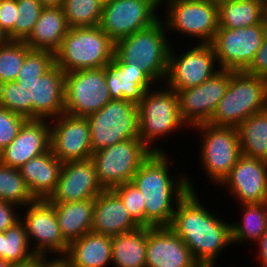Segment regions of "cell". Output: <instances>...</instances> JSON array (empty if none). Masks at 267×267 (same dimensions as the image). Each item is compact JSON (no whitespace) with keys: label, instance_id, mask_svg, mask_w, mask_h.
Returning a JSON list of instances; mask_svg holds the SVG:
<instances>
[{"label":"cell","instance_id":"cell-1","mask_svg":"<svg viewBox=\"0 0 267 267\" xmlns=\"http://www.w3.org/2000/svg\"><path fill=\"white\" fill-rule=\"evenodd\" d=\"M198 197L197 191H189L177 203L169 227L183 240L201 267H217L221 252L233 246L231 223L213 214Z\"/></svg>","mask_w":267,"mask_h":267},{"label":"cell","instance_id":"cell-2","mask_svg":"<svg viewBox=\"0 0 267 267\" xmlns=\"http://www.w3.org/2000/svg\"><path fill=\"white\" fill-rule=\"evenodd\" d=\"M170 154L168 150L152 152L132 178L145 200V227L170 226L177 203L189 191L196 190L193 178L185 172L173 175L171 164L176 161Z\"/></svg>","mask_w":267,"mask_h":267},{"label":"cell","instance_id":"cell-3","mask_svg":"<svg viewBox=\"0 0 267 267\" xmlns=\"http://www.w3.org/2000/svg\"><path fill=\"white\" fill-rule=\"evenodd\" d=\"M65 72L54 64L39 78L0 84V106L26 119L52 120L65 112Z\"/></svg>","mask_w":267,"mask_h":267},{"label":"cell","instance_id":"cell-4","mask_svg":"<svg viewBox=\"0 0 267 267\" xmlns=\"http://www.w3.org/2000/svg\"><path fill=\"white\" fill-rule=\"evenodd\" d=\"M169 35L161 18L154 25L116 41L114 54L123 63L142 69L156 85H162L172 46Z\"/></svg>","mask_w":267,"mask_h":267},{"label":"cell","instance_id":"cell-5","mask_svg":"<svg viewBox=\"0 0 267 267\" xmlns=\"http://www.w3.org/2000/svg\"><path fill=\"white\" fill-rule=\"evenodd\" d=\"M137 106L139 138L152 152H166L157 141L188 128L179 113L176 91L167 86H154Z\"/></svg>","mask_w":267,"mask_h":267},{"label":"cell","instance_id":"cell-6","mask_svg":"<svg viewBox=\"0 0 267 267\" xmlns=\"http://www.w3.org/2000/svg\"><path fill=\"white\" fill-rule=\"evenodd\" d=\"M266 108L267 78L231 71L226 93L208 123L237 128L248 117Z\"/></svg>","mask_w":267,"mask_h":267},{"label":"cell","instance_id":"cell-7","mask_svg":"<svg viewBox=\"0 0 267 267\" xmlns=\"http://www.w3.org/2000/svg\"><path fill=\"white\" fill-rule=\"evenodd\" d=\"M115 42L99 27L70 28L55 53L65 73L104 68L113 60Z\"/></svg>","mask_w":267,"mask_h":267},{"label":"cell","instance_id":"cell-8","mask_svg":"<svg viewBox=\"0 0 267 267\" xmlns=\"http://www.w3.org/2000/svg\"><path fill=\"white\" fill-rule=\"evenodd\" d=\"M199 132L200 169L209 178L208 184L220 185L229 175L241 154L238 129L234 127L214 126L209 123L191 128ZM202 136V137H201Z\"/></svg>","mask_w":267,"mask_h":267},{"label":"cell","instance_id":"cell-9","mask_svg":"<svg viewBox=\"0 0 267 267\" xmlns=\"http://www.w3.org/2000/svg\"><path fill=\"white\" fill-rule=\"evenodd\" d=\"M161 7V18L170 34L187 35L191 41L195 38V44L212 42L218 30L217 5L209 0H162Z\"/></svg>","mask_w":267,"mask_h":267},{"label":"cell","instance_id":"cell-10","mask_svg":"<svg viewBox=\"0 0 267 267\" xmlns=\"http://www.w3.org/2000/svg\"><path fill=\"white\" fill-rule=\"evenodd\" d=\"M151 153L140 138H134L93 152L90 159L102 187L111 190L132 181L134 174Z\"/></svg>","mask_w":267,"mask_h":267},{"label":"cell","instance_id":"cell-11","mask_svg":"<svg viewBox=\"0 0 267 267\" xmlns=\"http://www.w3.org/2000/svg\"><path fill=\"white\" fill-rule=\"evenodd\" d=\"M87 119L93 152L139 138L138 106L130 101L111 99Z\"/></svg>","mask_w":267,"mask_h":267},{"label":"cell","instance_id":"cell-12","mask_svg":"<svg viewBox=\"0 0 267 267\" xmlns=\"http://www.w3.org/2000/svg\"><path fill=\"white\" fill-rule=\"evenodd\" d=\"M21 210L25 211H20L21 221L25 224L28 242L35 255L61 259L66 254L69 243L61 233L54 205L47 199H36Z\"/></svg>","mask_w":267,"mask_h":267},{"label":"cell","instance_id":"cell-13","mask_svg":"<svg viewBox=\"0 0 267 267\" xmlns=\"http://www.w3.org/2000/svg\"><path fill=\"white\" fill-rule=\"evenodd\" d=\"M159 0H111L104 3L99 27L114 41L144 30L161 19Z\"/></svg>","mask_w":267,"mask_h":267},{"label":"cell","instance_id":"cell-14","mask_svg":"<svg viewBox=\"0 0 267 267\" xmlns=\"http://www.w3.org/2000/svg\"><path fill=\"white\" fill-rule=\"evenodd\" d=\"M187 47L189 48H185V51L181 50V54L180 50H174L173 46L169 51L168 69L163 85L174 91L196 87L220 70L211 44L194 43L193 47Z\"/></svg>","mask_w":267,"mask_h":267},{"label":"cell","instance_id":"cell-15","mask_svg":"<svg viewBox=\"0 0 267 267\" xmlns=\"http://www.w3.org/2000/svg\"><path fill=\"white\" fill-rule=\"evenodd\" d=\"M266 29L265 20L254 26L237 29L218 27L210 44L220 69L245 71L262 46Z\"/></svg>","mask_w":267,"mask_h":267},{"label":"cell","instance_id":"cell-16","mask_svg":"<svg viewBox=\"0 0 267 267\" xmlns=\"http://www.w3.org/2000/svg\"><path fill=\"white\" fill-rule=\"evenodd\" d=\"M110 100L109 87L105 81V67L65 73V113L88 117Z\"/></svg>","mask_w":267,"mask_h":267},{"label":"cell","instance_id":"cell-17","mask_svg":"<svg viewBox=\"0 0 267 267\" xmlns=\"http://www.w3.org/2000/svg\"><path fill=\"white\" fill-rule=\"evenodd\" d=\"M230 78L231 70L220 69L204 83L176 91L179 113L187 130L210 121L226 93Z\"/></svg>","mask_w":267,"mask_h":267},{"label":"cell","instance_id":"cell-18","mask_svg":"<svg viewBox=\"0 0 267 267\" xmlns=\"http://www.w3.org/2000/svg\"><path fill=\"white\" fill-rule=\"evenodd\" d=\"M50 149L62 163L88 160L93 154L87 117L63 113L52 119Z\"/></svg>","mask_w":267,"mask_h":267},{"label":"cell","instance_id":"cell-19","mask_svg":"<svg viewBox=\"0 0 267 267\" xmlns=\"http://www.w3.org/2000/svg\"><path fill=\"white\" fill-rule=\"evenodd\" d=\"M104 190L91 159L64 162L56 188L47 200L51 204L84 201Z\"/></svg>","mask_w":267,"mask_h":267},{"label":"cell","instance_id":"cell-20","mask_svg":"<svg viewBox=\"0 0 267 267\" xmlns=\"http://www.w3.org/2000/svg\"><path fill=\"white\" fill-rule=\"evenodd\" d=\"M221 185L239 204L266 202L267 162L241 155Z\"/></svg>","mask_w":267,"mask_h":267},{"label":"cell","instance_id":"cell-21","mask_svg":"<svg viewBox=\"0 0 267 267\" xmlns=\"http://www.w3.org/2000/svg\"><path fill=\"white\" fill-rule=\"evenodd\" d=\"M51 120L27 119L15 139L0 152V162L19 169L31 158L50 150Z\"/></svg>","mask_w":267,"mask_h":267},{"label":"cell","instance_id":"cell-22","mask_svg":"<svg viewBox=\"0 0 267 267\" xmlns=\"http://www.w3.org/2000/svg\"><path fill=\"white\" fill-rule=\"evenodd\" d=\"M146 267H201L190 249L169 227H148Z\"/></svg>","mask_w":267,"mask_h":267},{"label":"cell","instance_id":"cell-23","mask_svg":"<svg viewBox=\"0 0 267 267\" xmlns=\"http://www.w3.org/2000/svg\"><path fill=\"white\" fill-rule=\"evenodd\" d=\"M105 81L111 99L126 100L136 105L148 90L156 86L142 69L123 63L115 54L113 60L105 66Z\"/></svg>","mask_w":267,"mask_h":267},{"label":"cell","instance_id":"cell-24","mask_svg":"<svg viewBox=\"0 0 267 267\" xmlns=\"http://www.w3.org/2000/svg\"><path fill=\"white\" fill-rule=\"evenodd\" d=\"M139 227L112 189L102 191L95 198L92 232L113 237Z\"/></svg>","mask_w":267,"mask_h":267},{"label":"cell","instance_id":"cell-25","mask_svg":"<svg viewBox=\"0 0 267 267\" xmlns=\"http://www.w3.org/2000/svg\"><path fill=\"white\" fill-rule=\"evenodd\" d=\"M61 260L68 267L111 266L112 237L90 231L72 241Z\"/></svg>","mask_w":267,"mask_h":267},{"label":"cell","instance_id":"cell-26","mask_svg":"<svg viewBox=\"0 0 267 267\" xmlns=\"http://www.w3.org/2000/svg\"><path fill=\"white\" fill-rule=\"evenodd\" d=\"M62 165L50 149L31 158L19 171L35 199H48L56 188Z\"/></svg>","mask_w":267,"mask_h":267},{"label":"cell","instance_id":"cell-27","mask_svg":"<svg viewBox=\"0 0 267 267\" xmlns=\"http://www.w3.org/2000/svg\"><path fill=\"white\" fill-rule=\"evenodd\" d=\"M62 7H44L30 35L24 40L30 49L56 53L69 31Z\"/></svg>","mask_w":267,"mask_h":267},{"label":"cell","instance_id":"cell-28","mask_svg":"<svg viewBox=\"0 0 267 267\" xmlns=\"http://www.w3.org/2000/svg\"><path fill=\"white\" fill-rule=\"evenodd\" d=\"M95 198L53 204L64 239L70 244L92 230Z\"/></svg>","mask_w":267,"mask_h":267},{"label":"cell","instance_id":"cell-29","mask_svg":"<svg viewBox=\"0 0 267 267\" xmlns=\"http://www.w3.org/2000/svg\"><path fill=\"white\" fill-rule=\"evenodd\" d=\"M147 228L112 237L113 267H146Z\"/></svg>","mask_w":267,"mask_h":267},{"label":"cell","instance_id":"cell-30","mask_svg":"<svg viewBox=\"0 0 267 267\" xmlns=\"http://www.w3.org/2000/svg\"><path fill=\"white\" fill-rule=\"evenodd\" d=\"M240 222H231V241L234 246L254 244L267 230V201L251 204H239ZM252 242V244H251Z\"/></svg>","mask_w":267,"mask_h":267},{"label":"cell","instance_id":"cell-31","mask_svg":"<svg viewBox=\"0 0 267 267\" xmlns=\"http://www.w3.org/2000/svg\"><path fill=\"white\" fill-rule=\"evenodd\" d=\"M265 20L264 0H234L218 6V27L237 29Z\"/></svg>","mask_w":267,"mask_h":267},{"label":"cell","instance_id":"cell-32","mask_svg":"<svg viewBox=\"0 0 267 267\" xmlns=\"http://www.w3.org/2000/svg\"><path fill=\"white\" fill-rule=\"evenodd\" d=\"M237 129L241 154L267 162V108L248 117Z\"/></svg>","mask_w":267,"mask_h":267},{"label":"cell","instance_id":"cell-33","mask_svg":"<svg viewBox=\"0 0 267 267\" xmlns=\"http://www.w3.org/2000/svg\"><path fill=\"white\" fill-rule=\"evenodd\" d=\"M36 257L29 245L25 224L21 220L5 232H0V259L16 266L26 264Z\"/></svg>","mask_w":267,"mask_h":267},{"label":"cell","instance_id":"cell-34","mask_svg":"<svg viewBox=\"0 0 267 267\" xmlns=\"http://www.w3.org/2000/svg\"><path fill=\"white\" fill-rule=\"evenodd\" d=\"M0 200L13 203L24 208L36 200L19 169L6 166L0 162Z\"/></svg>","mask_w":267,"mask_h":267},{"label":"cell","instance_id":"cell-35","mask_svg":"<svg viewBox=\"0 0 267 267\" xmlns=\"http://www.w3.org/2000/svg\"><path fill=\"white\" fill-rule=\"evenodd\" d=\"M103 3L100 0H64L63 10L69 28L99 26Z\"/></svg>","mask_w":267,"mask_h":267},{"label":"cell","instance_id":"cell-36","mask_svg":"<svg viewBox=\"0 0 267 267\" xmlns=\"http://www.w3.org/2000/svg\"><path fill=\"white\" fill-rule=\"evenodd\" d=\"M30 50L24 41L9 40L0 46V84L17 80V74Z\"/></svg>","mask_w":267,"mask_h":267},{"label":"cell","instance_id":"cell-37","mask_svg":"<svg viewBox=\"0 0 267 267\" xmlns=\"http://www.w3.org/2000/svg\"><path fill=\"white\" fill-rule=\"evenodd\" d=\"M43 8L40 0H17L19 17L7 34L8 39L24 41L32 32Z\"/></svg>","mask_w":267,"mask_h":267},{"label":"cell","instance_id":"cell-38","mask_svg":"<svg viewBox=\"0 0 267 267\" xmlns=\"http://www.w3.org/2000/svg\"><path fill=\"white\" fill-rule=\"evenodd\" d=\"M55 64V54L50 51L31 49L23 61L17 79L39 78Z\"/></svg>","mask_w":267,"mask_h":267},{"label":"cell","instance_id":"cell-39","mask_svg":"<svg viewBox=\"0 0 267 267\" xmlns=\"http://www.w3.org/2000/svg\"><path fill=\"white\" fill-rule=\"evenodd\" d=\"M112 190L121 198L132 219L140 227H145V200L134 183L125 182Z\"/></svg>","mask_w":267,"mask_h":267},{"label":"cell","instance_id":"cell-40","mask_svg":"<svg viewBox=\"0 0 267 267\" xmlns=\"http://www.w3.org/2000/svg\"><path fill=\"white\" fill-rule=\"evenodd\" d=\"M27 119L0 106V152L18 135Z\"/></svg>","mask_w":267,"mask_h":267},{"label":"cell","instance_id":"cell-41","mask_svg":"<svg viewBox=\"0 0 267 267\" xmlns=\"http://www.w3.org/2000/svg\"><path fill=\"white\" fill-rule=\"evenodd\" d=\"M18 17L17 0H0V28L6 35L14 28Z\"/></svg>","mask_w":267,"mask_h":267},{"label":"cell","instance_id":"cell-42","mask_svg":"<svg viewBox=\"0 0 267 267\" xmlns=\"http://www.w3.org/2000/svg\"><path fill=\"white\" fill-rule=\"evenodd\" d=\"M17 208H20V210ZM17 211H21V207L0 200V232H5L21 220V213Z\"/></svg>","mask_w":267,"mask_h":267},{"label":"cell","instance_id":"cell-43","mask_svg":"<svg viewBox=\"0 0 267 267\" xmlns=\"http://www.w3.org/2000/svg\"><path fill=\"white\" fill-rule=\"evenodd\" d=\"M245 72L250 75L267 78V29L262 46L255 53L253 61Z\"/></svg>","mask_w":267,"mask_h":267},{"label":"cell","instance_id":"cell-44","mask_svg":"<svg viewBox=\"0 0 267 267\" xmlns=\"http://www.w3.org/2000/svg\"><path fill=\"white\" fill-rule=\"evenodd\" d=\"M257 244V245H256ZM256 245L255 250L257 255L255 259H257L258 267H267V230L266 232L254 243Z\"/></svg>","mask_w":267,"mask_h":267},{"label":"cell","instance_id":"cell-45","mask_svg":"<svg viewBox=\"0 0 267 267\" xmlns=\"http://www.w3.org/2000/svg\"><path fill=\"white\" fill-rule=\"evenodd\" d=\"M51 259L45 258V257H36L32 261L22 264V265H16L13 267H45V265L50 261Z\"/></svg>","mask_w":267,"mask_h":267},{"label":"cell","instance_id":"cell-46","mask_svg":"<svg viewBox=\"0 0 267 267\" xmlns=\"http://www.w3.org/2000/svg\"><path fill=\"white\" fill-rule=\"evenodd\" d=\"M43 7H62L64 0H40Z\"/></svg>","mask_w":267,"mask_h":267},{"label":"cell","instance_id":"cell-47","mask_svg":"<svg viewBox=\"0 0 267 267\" xmlns=\"http://www.w3.org/2000/svg\"><path fill=\"white\" fill-rule=\"evenodd\" d=\"M45 267H68L61 259H51Z\"/></svg>","mask_w":267,"mask_h":267},{"label":"cell","instance_id":"cell-48","mask_svg":"<svg viewBox=\"0 0 267 267\" xmlns=\"http://www.w3.org/2000/svg\"><path fill=\"white\" fill-rule=\"evenodd\" d=\"M9 41L6 33L0 28V46L6 44Z\"/></svg>","mask_w":267,"mask_h":267},{"label":"cell","instance_id":"cell-49","mask_svg":"<svg viewBox=\"0 0 267 267\" xmlns=\"http://www.w3.org/2000/svg\"><path fill=\"white\" fill-rule=\"evenodd\" d=\"M209 1H211L215 5L219 6V5L223 4V3L231 2V1H234V0H209Z\"/></svg>","mask_w":267,"mask_h":267},{"label":"cell","instance_id":"cell-50","mask_svg":"<svg viewBox=\"0 0 267 267\" xmlns=\"http://www.w3.org/2000/svg\"><path fill=\"white\" fill-rule=\"evenodd\" d=\"M0 267H13V265L10 262L0 259Z\"/></svg>","mask_w":267,"mask_h":267},{"label":"cell","instance_id":"cell-51","mask_svg":"<svg viewBox=\"0 0 267 267\" xmlns=\"http://www.w3.org/2000/svg\"><path fill=\"white\" fill-rule=\"evenodd\" d=\"M265 21L267 23V0H264Z\"/></svg>","mask_w":267,"mask_h":267},{"label":"cell","instance_id":"cell-52","mask_svg":"<svg viewBox=\"0 0 267 267\" xmlns=\"http://www.w3.org/2000/svg\"><path fill=\"white\" fill-rule=\"evenodd\" d=\"M103 4L106 3V2H109L111 0H100Z\"/></svg>","mask_w":267,"mask_h":267}]
</instances>
